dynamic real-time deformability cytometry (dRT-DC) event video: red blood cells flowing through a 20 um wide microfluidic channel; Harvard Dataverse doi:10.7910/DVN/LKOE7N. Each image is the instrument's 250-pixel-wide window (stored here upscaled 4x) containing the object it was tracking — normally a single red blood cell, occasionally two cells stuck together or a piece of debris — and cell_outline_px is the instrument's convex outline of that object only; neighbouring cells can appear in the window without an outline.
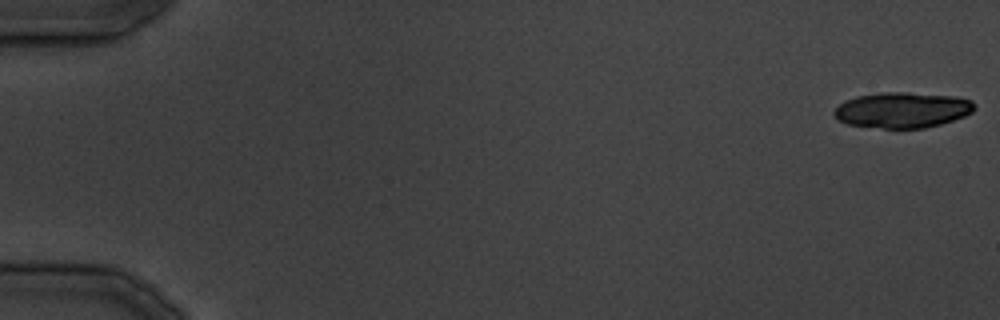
{"species": "common noctule bat (a hibernating species)", "species_latin": "Nyctalus noctula", "temperature_condition": "cold", "stored_images_in_passage": 7, "camera_frame_rate_fps": 3000, "um_per_image_px": 0.085, "animal": {"sex": "male", "body_mass_g": 19.5, "forearm_length_mm": 54.6}, "frame": {"image": 1, "passage_image": 1, "time_ms": 0.0, "image_size_px": [1000, 320], "cell_outline_px": [[976, 108], [972, 112], [964, 116], [940, 124], [924, 128], [884, 128], [848, 124], [840, 120], [832, 112], [844, 100], [856, 96], [880, 92], [908, 92], [956, 96], [972, 100], [976, 104]], "centroid_in_image_um": [76.73, 9.33], "position_along_channel_um": 8.3, "area_um2": 29.19}}